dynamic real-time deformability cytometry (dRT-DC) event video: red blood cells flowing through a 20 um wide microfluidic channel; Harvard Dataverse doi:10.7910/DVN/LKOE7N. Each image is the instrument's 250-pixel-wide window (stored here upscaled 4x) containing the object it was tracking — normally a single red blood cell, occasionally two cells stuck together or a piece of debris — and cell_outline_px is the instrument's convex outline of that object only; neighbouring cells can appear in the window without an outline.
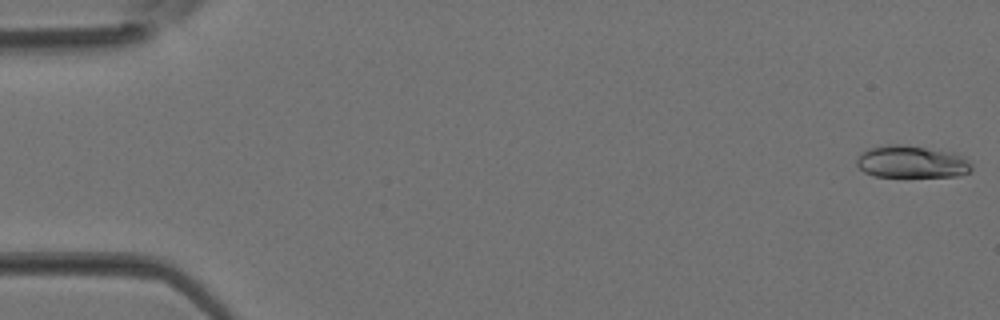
{"species": "Egyptian fruit bat (a non-hibernating species)", "species_latin": "Rousettus aegyptiacus", "temperature_condition": "room temperature", "stored_images_in_passage": 38, "camera_frame_rate_fps": 3000, "um_per_image_px": 0.085, "animal": {"sex": "female"}, "frame": {"image": 1, "passage_image": 1, "time_ms": 0.0, "image_size_px": [1000, 320], "cell_outline_px": [[972, 168], [968, 172], [960, 176], [872, 176], [864, 172], [856, 164], [856, 160], [860, 152], [868, 148], [888, 144], [900, 144], [952, 152], [964, 156], [972, 164]], "centroid_in_image_um": [77.47, 13.75], "position_along_channel_um": 7.5, "area_um2": 21.68}}
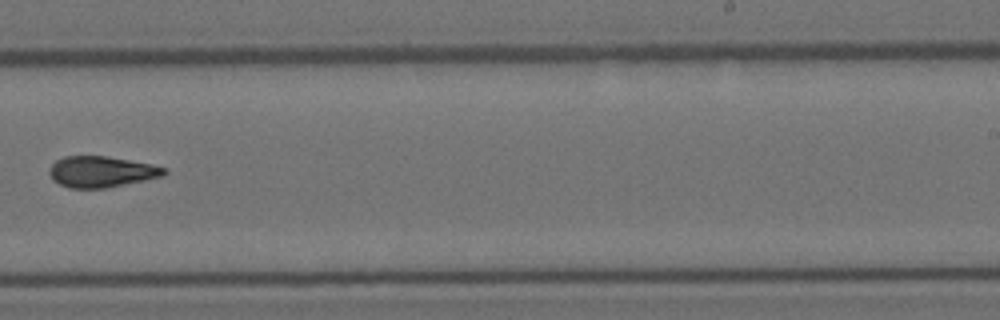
{"frame": {"image": 2, "passage_image": 24, "time_ms": 7.667, "image_size_px": [1000, 320], "cell_outline_px": [[168, 172], [164, 176], [104, 188], [68, 188], [52, 180], [48, 172], [48, 168], [56, 160], [64, 156], [104, 156], [152, 164], [164, 168]], "centroid_in_image_um": [8.57, 14.6], "position_along_channel_um": 280.4, "area_um2": 20.69}}
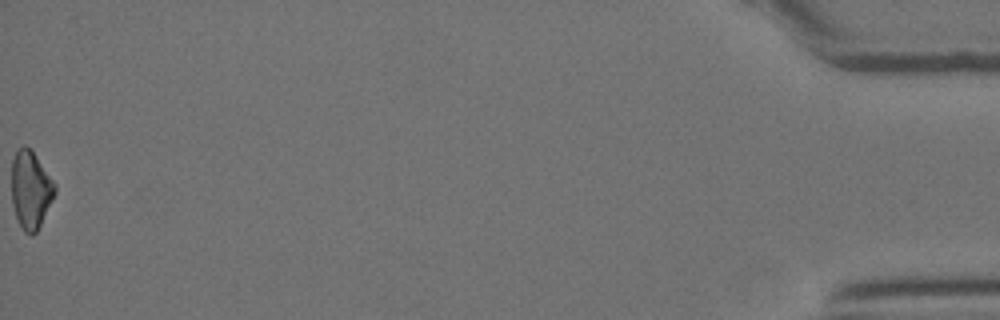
{"frame": {"image": 3, "passage_image": 38, "time_ms": 12.333, "image_size_px": [1000, 320], "cell_outline_px": [[56, 192], [36, 232], [32, 236], [24, 232], [16, 216], [12, 204], [12, 160], [16, 148], [24, 144], [32, 152], [56, 184]], "centroid_in_image_um": [2.59, 16.12], "position_along_channel_um": 432.6, "area_um2": 19.36}}